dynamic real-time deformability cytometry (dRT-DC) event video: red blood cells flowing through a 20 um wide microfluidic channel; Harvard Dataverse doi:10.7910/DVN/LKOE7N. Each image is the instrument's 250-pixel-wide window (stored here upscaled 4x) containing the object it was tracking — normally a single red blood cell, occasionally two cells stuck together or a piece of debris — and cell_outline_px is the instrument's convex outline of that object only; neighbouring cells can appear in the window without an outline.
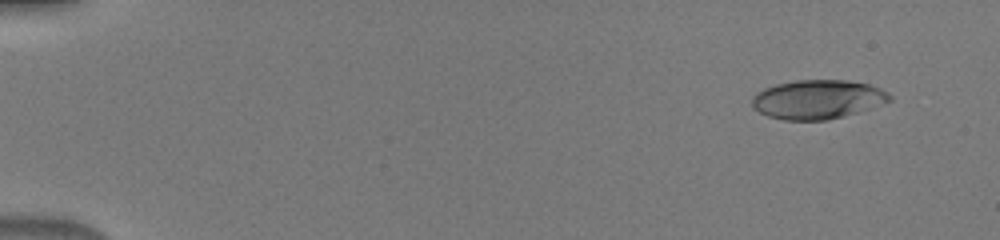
{"species": "human", "species_latin": "Homo sapiens", "temperature_condition": "warm", "stored_images_in_passage": 50, "camera_frame_rate_fps": 3000, "um_per_image_px": 0.085, "donor": {"sex": "male"}, "frame": {"image": 1, "passage_image": 4, "time_ms": 1.0, "image_size_px": [1000, 240], "cell_outline_px": [[892, 100], [856, 112], [828, 120], [784, 120], [768, 116], [752, 108], [752, 96], [756, 92], [764, 88], [776, 84], [796, 80], [848, 80], [868, 84], [880, 88], [888, 92], [892, 96]], "centroid_in_image_um": [69.47, 8.44], "position_along_channel_um": 15.5, "area_um2": 31.27}}
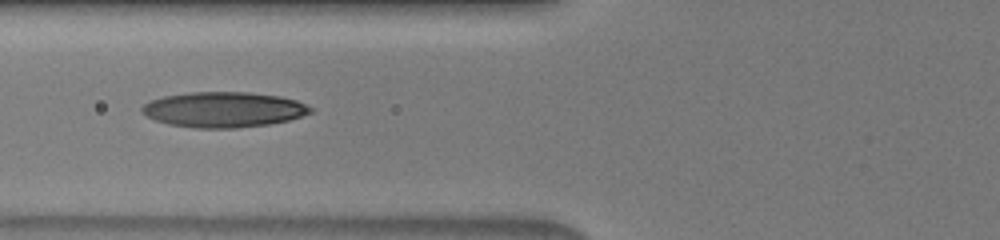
{"frame": {"image": 2, "passage_image": 21, "time_ms": 6.667, "image_size_px": [1000, 240], "cell_outline_px": [[312, 112], [288, 120], [268, 124], [236, 128], [196, 128], [168, 124], [156, 120], [140, 112], [140, 108], [148, 100], [164, 96], [188, 92], [248, 92], [280, 96], [296, 100], [312, 108]], "centroid_in_image_um": [18.96, 9.31], "position_along_channel_um": 106.8, "area_um2": 34.74}}
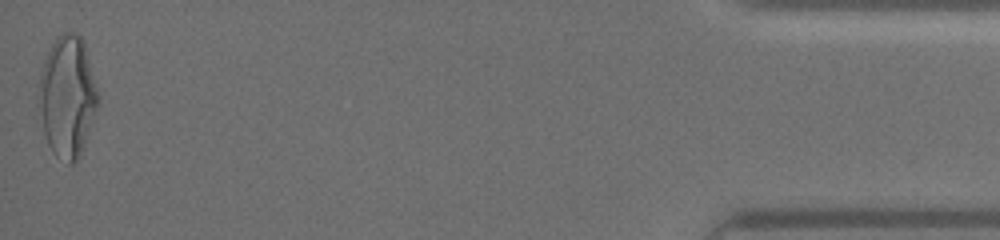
{"frame": {"image": 3, "passage_image": 50, "time_ms": 16.333, "image_size_px": [1000, 240], "cell_outline_px": [[96, 108], [84, 148], [80, 156], [72, 164], [68, 164], [56, 156], [52, 152], [48, 144], [44, 132], [40, 104], [40, 72], [44, 60], [56, 36], [64, 32], [72, 32], [80, 36], [84, 40], [96, 88]], "centroid_in_image_um": [5.72, 8.21], "position_along_channel_um": 429.5, "area_um2": 40.98}}